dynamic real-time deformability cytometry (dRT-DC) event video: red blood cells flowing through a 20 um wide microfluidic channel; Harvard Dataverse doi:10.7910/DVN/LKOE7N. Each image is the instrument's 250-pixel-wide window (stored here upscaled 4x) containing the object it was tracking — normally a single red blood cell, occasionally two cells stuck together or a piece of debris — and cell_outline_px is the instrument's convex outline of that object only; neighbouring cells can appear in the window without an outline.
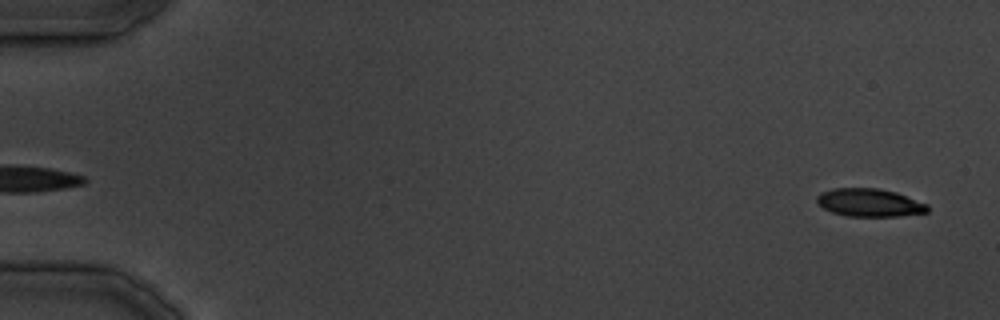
{"species": "common noctule bat (a hibernating species)", "species_latin": "Nyctalus noctula", "temperature_condition": "cold", "stored_images_in_passage": 27, "camera_frame_rate_fps": 3000, "um_per_image_px": 0.085, "animal": {"sex": "male", "body_mass_g": 19.5, "forearm_length_mm": 54.6}, "frame": {"image": 1, "passage_image": 1, "time_ms": 0.0, "image_size_px": [1000, 320], "cell_outline_px": [[928, 212], [900, 216], [844, 216], [832, 212], [824, 208], [816, 200], [816, 196], [820, 192], [832, 188], [876, 188], [896, 192], [928, 204]], "centroid_in_image_um": [73.89, 17.22], "position_along_channel_um": 11.1, "area_um2": 18.09}}
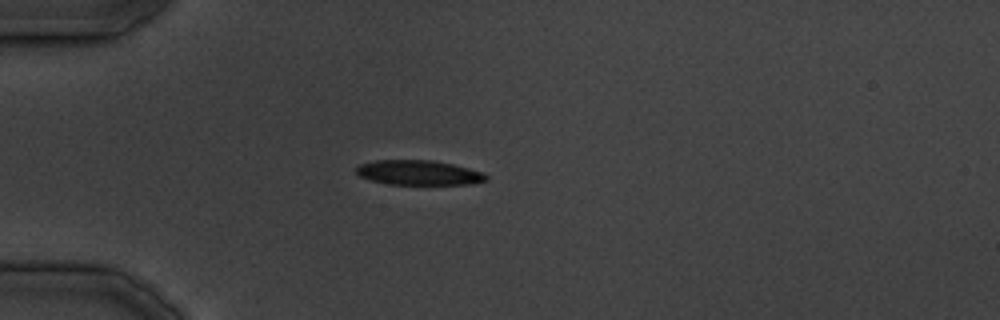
{"frame": {"image": 2, "passage_image": 10, "time_ms": 11.0, "image_size_px": [1000, 320], "cell_outline_px": [[488, 180], [472, 184], [388, 184], [372, 180], [360, 176], [356, 172], [356, 168], [360, 164], [376, 160], [432, 160], [452, 164], [468, 168], [480, 172], [488, 176]], "centroid_in_image_um": [35.59, 14.67], "position_along_channel_um": 49.4, "area_um2": 18.55}}
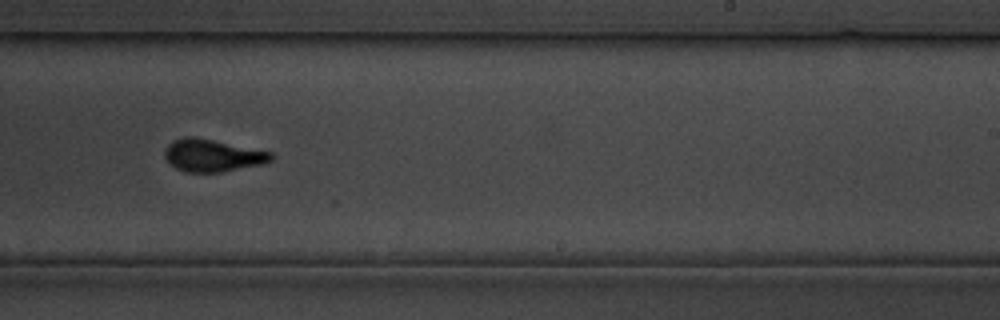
{"frame": {"image": 3, "passage_image": 23, "time_ms": 27.0, "image_size_px": [1000, 320], "cell_outline_px": [[272, 160], [264, 164], [220, 172], [184, 172], [176, 168], [164, 156], [164, 148], [172, 140], [184, 136], [192, 136], [272, 152]], "centroid_in_image_um": [18.03, 13.21], "position_along_channel_um": 271.0, "area_um2": 20.0}}